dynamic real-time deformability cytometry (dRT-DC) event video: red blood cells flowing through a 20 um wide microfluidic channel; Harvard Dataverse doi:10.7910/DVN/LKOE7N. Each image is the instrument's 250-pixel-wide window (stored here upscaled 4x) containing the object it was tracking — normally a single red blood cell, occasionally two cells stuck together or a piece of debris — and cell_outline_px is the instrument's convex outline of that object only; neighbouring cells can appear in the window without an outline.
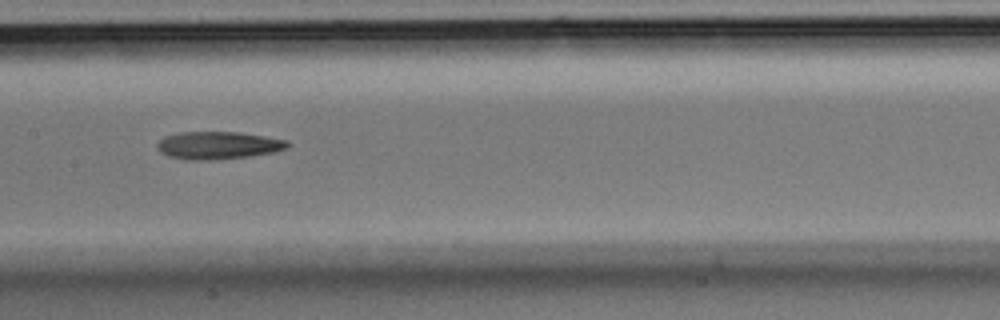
{"species": "Egyptian fruit bat (a non-hibernating species)", "species_latin": "Rousettus aegyptiacus", "temperature_condition": "room temperature", "stored_images_in_passage": 15, "camera_frame_rate_fps": 3000, "um_per_image_px": 0.085, "animal": {"sex": "male"}, "frame": {"image": 1, "passage_image": 13, "time_ms": 4.0, "image_size_px": [1000, 320], "cell_outline_px": [[288, 148], [276, 152], [252, 156], [212, 160], [188, 160], [168, 156], [160, 152], [156, 148], [156, 144], [164, 136], [180, 132], [236, 132], [264, 136], [288, 140]], "centroid_in_image_um": [18.53, 12.36], "position_along_channel_um": 188.9, "area_um2": 21.15}}